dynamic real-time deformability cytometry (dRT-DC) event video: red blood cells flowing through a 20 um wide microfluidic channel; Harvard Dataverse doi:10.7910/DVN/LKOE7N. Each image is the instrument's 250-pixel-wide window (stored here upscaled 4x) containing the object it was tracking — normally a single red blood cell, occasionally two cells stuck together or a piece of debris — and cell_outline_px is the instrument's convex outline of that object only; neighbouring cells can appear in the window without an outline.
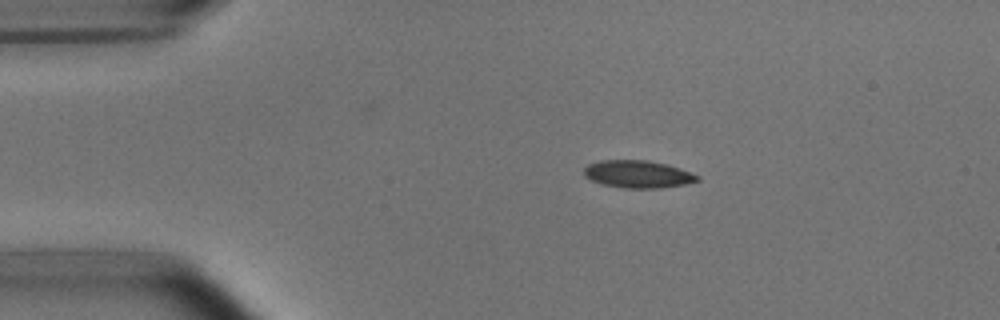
{"species": "common noctule bat (a hibernating species)", "species_latin": "Nyctalus noctula", "temperature_condition": "room temperature", "stored_images_in_passage": 7, "camera_frame_rate_fps": 3000, "um_per_image_px": 0.085, "animal": {"sex": "male", "body_mass_g": 15.6}, "frame": {"image": 1, "passage_image": 1, "time_ms": 0.0, "image_size_px": [1000, 320], "cell_outline_px": [[700, 180], [684, 184], [660, 188], [624, 188], [604, 184], [592, 180], [584, 176], [584, 168], [588, 164], [600, 160], [648, 160], [680, 168], [700, 176]], "centroid_in_image_um": [54.21, 14.8], "position_along_channel_um": 30.8, "area_um2": 18.03}}
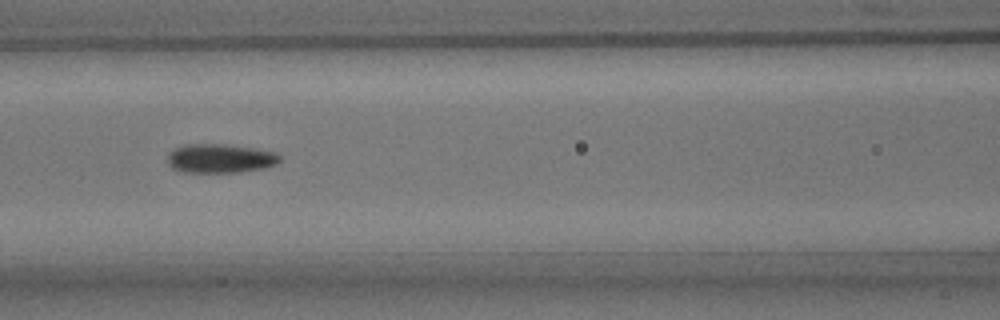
{"frame": {"image": 2, "passage_image": 5, "time_ms": 4.333, "image_size_px": [1000, 320], "cell_outline_px": [[280, 160], [276, 164], [264, 168], [240, 172], [180, 172], [172, 168], [168, 164], [168, 152], [184, 144], [224, 144], [252, 148], [272, 152], [280, 156]], "centroid_in_image_um": [18.66, 13.47], "position_along_channel_um": 147.9, "area_um2": 18.9}}
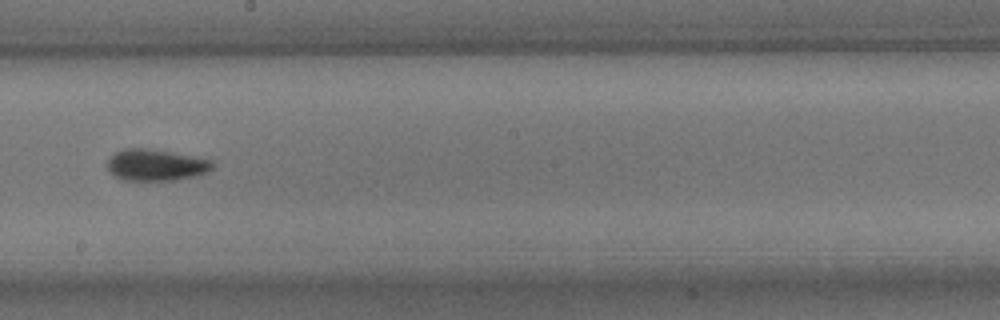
{"frame": {"image": 3, "passage_image": 7, "time_ms": 6.667, "image_size_px": [1000, 320], "cell_outline_px": [[212, 168], [204, 172], [192, 176], [172, 180], [124, 180], [112, 176], [108, 172], [108, 160], [116, 152], [124, 148], [144, 148], [168, 152], [212, 160]], "centroid_in_image_um": [13.16, 14.03], "position_along_channel_um": 235.0, "area_um2": 18.84}}